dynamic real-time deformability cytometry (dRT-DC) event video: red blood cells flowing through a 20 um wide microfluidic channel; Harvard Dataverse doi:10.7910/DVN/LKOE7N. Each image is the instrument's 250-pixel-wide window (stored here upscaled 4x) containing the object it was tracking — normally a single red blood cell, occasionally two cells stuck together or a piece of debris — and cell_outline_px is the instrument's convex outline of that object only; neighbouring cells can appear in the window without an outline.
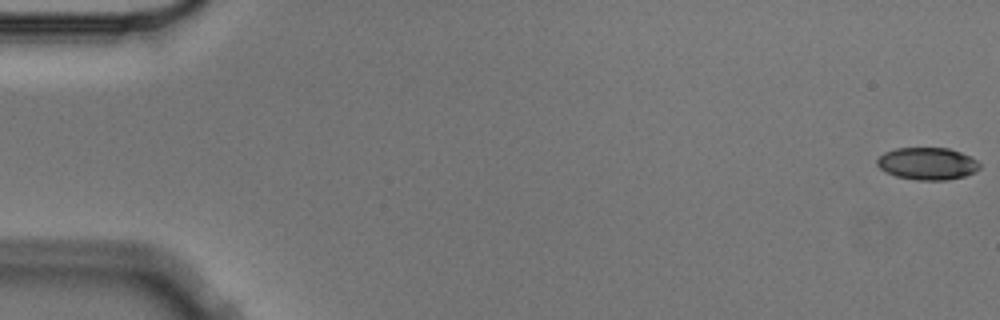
{"species": "Egyptian fruit bat (a non-hibernating species)", "species_latin": "Rousettus aegyptiacus", "temperature_condition": "cold", "stored_images_in_passage": 8, "camera_frame_rate_fps": 3000, "um_per_image_px": 0.085, "animal": {"sex": "male"}, "frame": {"image": 1, "passage_image": 1, "time_ms": 0.0, "image_size_px": [1000, 320], "cell_outline_px": [[980, 168], [976, 172], [964, 176], [948, 180], [916, 180], [896, 176], [880, 168], [876, 164], [876, 160], [884, 152], [896, 148], [948, 148], [960, 152], [976, 160], [980, 164]], "centroid_in_image_um": [78.83, 13.91], "position_along_channel_um": 6.2, "area_um2": 19.25}}
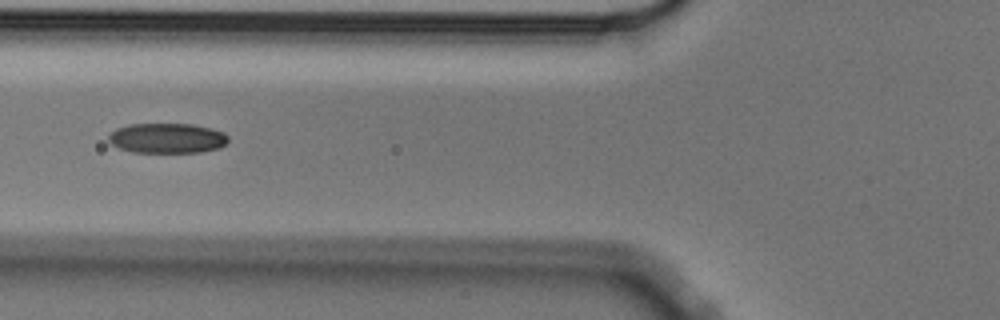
{"frame": {"image": 2, "passage_image": 6, "time_ms": 1.667, "image_size_px": [1000, 320], "cell_outline_px": [[228, 140], [220, 148], [200, 152], [132, 152], [120, 148], [112, 144], [108, 140], [108, 136], [116, 128], [128, 124], [192, 124], [224, 132], [228, 136]], "centroid_in_image_um": [14.19, 11.74], "position_along_channel_um": 111.6, "area_um2": 20.87}}
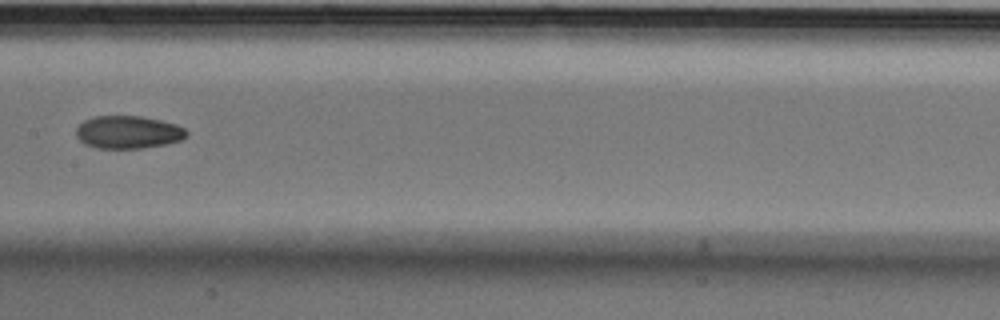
{"frame": {"image": 3, "passage_image": 8, "time_ms": 2.333, "image_size_px": [1000, 320], "cell_outline_px": [[188, 136], [180, 140], [164, 144], [144, 148], [96, 148], [84, 144], [76, 136], [76, 128], [84, 120], [92, 116], [140, 116], [160, 120], [176, 124], [184, 128], [188, 132]], "centroid_in_image_um": [10.88, 11.23], "position_along_channel_um": 196.5, "area_um2": 21.15}}